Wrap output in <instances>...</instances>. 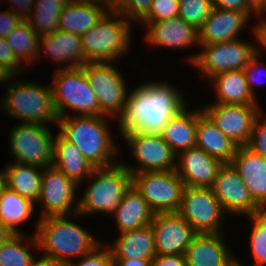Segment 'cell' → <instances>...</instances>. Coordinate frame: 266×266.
<instances>
[{"label":"cell","mask_w":266,"mask_h":266,"mask_svg":"<svg viewBox=\"0 0 266 266\" xmlns=\"http://www.w3.org/2000/svg\"><path fill=\"white\" fill-rule=\"evenodd\" d=\"M34 207L31 200L21 197L6 186L0 195V222L14 233L21 234L16 226L33 215Z\"/></svg>","instance_id":"1f68e13d"},{"label":"cell","mask_w":266,"mask_h":266,"mask_svg":"<svg viewBox=\"0 0 266 266\" xmlns=\"http://www.w3.org/2000/svg\"><path fill=\"white\" fill-rule=\"evenodd\" d=\"M68 0H34L33 14L27 20L39 35L54 33L59 28L60 15ZM33 17V18H32Z\"/></svg>","instance_id":"d6a6232c"},{"label":"cell","mask_w":266,"mask_h":266,"mask_svg":"<svg viewBox=\"0 0 266 266\" xmlns=\"http://www.w3.org/2000/svg\"><path fill=\"white\" fill-rule=\"evenodd\" d=\"M95 181L90 182L73 211L75 215L96 212L116 213L125 191L132 184V175L119 162L107 167H95L90 174ZM96 176V178H95Z\"/></svg>","instance_id":"5b68a950"},{"label":"cell","mask_w":266,"mask_h":266,"mask_svg":"<svg viewBox=\"0 0 266 266\" xmlns=\"http://www.w3.org/2000/svg\"><path fill=\"white\" fill-rule=\"evenodd\" d=\"M253 222L251 249L256 263L254 266L266 264V211L250 216Z\"/></svg>","instance_id":"8d00e7d4"},{"label":"cell","mask_w":266,"mask_h":266,"mask_svg":"<svg viewBox=\"0 0 266 266\" xmlns=\"http://www.w3.org/2000/svg\"><path fill=\"white\" fill-rule=\"evenodd\" d=\"M186 110H188L187 107L175 115L160 133L177 156L196 145L198 111L187 112Z\"/></svg>","instance_id":"83f0119b"},{"label":"cell","mask_w":266,"mask_h":266,"mask_svg":"<svg viewBox=\"0 0 266 266\" xmlns=\"http://www.w3.org/2000/svg\"><path fill=\"white\" fill-rule=\"evenodd\" d=\"M12 77H13V76H6V75L0 70V84H1V82L4 83V81H5V83H6V81L11 80Z\"/></svg>","instance_id":"6f0895ef"},{"label":"cell","mask_w":266,"mask_h":266,"mask_svg":"<svg viewBox=\"0 0 266 266\" xmlns=\"http://www.w3.org/2000/svg\"><path fill=\"white\" fill-rule=\"evenodd\" d=\"M131 146L133 156L140 165L131 168L123 164L132 174L175 170L177 155L160 134L125 133L122 135Z\"/></svg>","instance_id":"4fadbf2b"},{"label":"cell","mask_w":266,"mask_h":266,"mask_svg":"<svg viewBox=\"0 0 266 266\" xmlns=\"http://www.w3.org/2000/svg\"><path fill=\"white\" fill-rule=\"evenodd\" d=\"M215 84L218 101L232 105H258L246 81L243 70L222 72L211 78Z\"/></svg>","instance_id":"f546056e"},{"label":"cell","mask_w":266,"mask_h":266,"mask_svg":"<svg viewBox=\"0 0 266 266\" xmlns=\"http://www.w3.org/2000/svg\"><path fill=\"white\" fill-rule=\"evenodd\" d=\"M176 171L185 186L211 188L223 163L197 146L178 156Z\"/></svg>","instance_id":"ac0fdd59"},{"label":"cell","mask_w":266,"mask_h":266,"mask_svg":"<svg viewBox=\"0 0 266 266\" xmlns=\"http://www.w3.org/2000/svg\"><path fill=\"white\" fill-rule=\"evenodd\" d=\"M2 99V109L23 123H58L52 87L30 83H13Z\"/></svg>","instance_id":"8992f818"},{"label":"cell","mask_w":266,"mask_h":266,"mask_svg":"<svg viewBox=\"0 0 266 266\" xmlns=\"http://www.w3.org/2000/svg\"><path fill=\"white\" fill-rule=\"evenodd\" d=\"M78 184L65 176L54 166L43 168L41 189L37 202H43L44 210L40 218L63 216L69 213L74 205L75 189Z\"/></svg>","instance_id":"e0dca14e"},{"label":"cell","mask_w":266,"mask_h":266,"mask_svg":"<svg viewBox=\"0 0 266 266\" xmlns=\"http://www.w3.org/2000/svg\"><path fill=\"white\" fill-rule=\"evenodd\" d=\"M15 235L16 233L0 222V246L9 241Z\"/></svg>","instance_id":"f907efd6"},{"label":"cell","mask_w":266,"mask_h":266,"mask_svg":"<svg viewBox=\"0 0 266 266\" xmlns=\"http://www.w3.org/2000/svg\"><path fill=\"white\" fill-rule=\"evenodd\" d=\"M21 22V18L11 11V9L0 12V37L5 38Z\"/></svg>","instance_id":"f6af8a7d"},{"label":"cell","mask_w":266,"mask_h":266,"mask_svg":"<svg viewBox=\"0 0 266 266\" xmlns=\"http://www.w3.org/2000/svg\"><path fill=\"white\" fill-rule=\"evenodd\" d=\"M213 8L212 0H179L178 17L199 31Z\"/></svg>","instance_id":"d590c367"},{"label":"cell","mask_w":266,"mask_h":266,"mask_svg":"<svg viewBox=\"0 0 266 266\" xmlns=\"http://www.w3.org/2000/svg\"><path fill=\"white\" fill-rule=\"evenodd\" d=\"M266 12V8L261 12L262 14H264ZM263 22H261L265 27H266V20H262Z\"/></svg>","instance_id":"91938a15"},{"label":"cell","mask_w":266,"mask_h":266,"mask_svg":"<svg viewBox=\"0 0 266 266\" xmlns=\"http://www.w3.org/2000/svg\"><path fill=\"white\" fill-rule=\"evenodd\" d=\"M120 233L150 225L154 213L133 184L125 191L114 214Z\"/></svg>","instance_id":"d4e9b609"},{"label":"cell","mask_w":266,"mask_h":266,"mask_svg":"<svg viewBox=\"0 0 266 266\" xmlns=\"http://www.w3.org/2000/svg\"><path fill=\"white\" fill-rule=\"evenodd\" d=\"M250 16V13L213 8L199 30V44L237 40Z\"/></svg>","instance_id":"44dd1931"},{"label":"cell","mask_w":266,"mask_h":266,"mask_svg":"<svg viewBox=\"0 0 266 266\" xmlns=\"http://www.w3.org/2000/svg\"><path fill=\"white\" fill-rule=\"evenodd\" d=\"M211 188L224 213L245 214L250 217L263 211L255 203L248 187L231 163H223Z\"/></svg>","instance_id":"5bb4252c"},{"label":"cell","mask_w":266,"mask_h":266,"mask_svg":"<svg viewBox=\"0 0 266 266\" xmlns=\"http://www.w3.org/2000/svg\"><path fill=\"white\" fill-rule=\"evenodd\" d=\"M199 45L203 48L202 52L192 55L190 60L210 79L222 72L243 70L256 53L253 44L240 39Z\"/></svg>","instance_id":"30bf717a"},{"label":"cell","mask_w":266,"mask_h":266,"mask_svg":"<svg viewBox=\"0 0 266 266\" xmlns=\"http://www.w3.org/2000/svg\"><path fill=\"white\" fill-rule=\"evenodd\" d=\"M153 0H124L116 9L127 20L141 21L149 12Z\"/></svg>","instance_id":"60d3db41"},{"label":"cell","mask_w":266,"mask_h":266,"mask_svg":"<svg viewBox=\"0 0 266 266\" xmlns=\"http://www.w3.org/2000/svg\"><path fill=\"white\" fill-rule=\"evenodd\" d=\"M257 105H232L214 103L202 110L238 147L247 146L255 118L259 114Z\"/></svg>","instance_id":"9a60e30c"},{"label":"cell","mask_w":266,"mask_h":266,"mask_svg":"<svg viewBox=\"0 0 266 266\" xmlns=\"http://www.w3.org/2000/svg\"><path fill=\"white\" fill-rule=\"evenodd\" d=\"M259 50H260V48H256V53L249 59L247 65L243 69L246 81L248 83V87H249L252 95L255 98H256V95L254 93L255 91H254V87L253 86H254V84H256L257 79H258V83L260 81L259 77H261L260 74H261V71H262V70H260L261 65L263 67H266L263 63L261 64L260 61H258ZM258 67H260V68H258Z\"/></svg>","instance_id":"7bdbcfd3"},{"label":"cell","mask_w":266,"mask_h":266,"mask_svg":"<svg viewBox=\"0 0 266 266\" xmlns=\"http://www.w3.org/2000/svg\"><path fill=\"white\" fill-rule=\"evenodd\" d=\"M186 266H227L234 257L221 233H197L188 246Z\"/></svg>","instance_id":"7402d4cb"},{"label":"cell","mask_w":266,"mask_h":266,"mask_svg":"<svg viewBox=\"0 0 266 266\" xmlns=\"http://www.w3.org/2000/svg\"><path fill=\"white\" fill-rule=\"evenodd\" d=\"M39 37L28 21H22L5 38L16 59L22 63L23 60L31 62L38 58Z\"/></svg>","instance_id":"836d02e7"},{"label":"cell","mask_w":266,"mask_h":266,"mask_svg":"<svg viewBox=\"0 0 266 266\" xmlns=\"http://www.w3.org/2000/svg\"><path fill=\"white\" fill-rule=\"evenodd\" d=\"M6 187V177H5V174H4V171L0 172V195L3 191V189Z\"/></svg>","instance_id":"11a10c76"},{"label":"cell","mask_w":266,"mask_h":266,"mask_svg":"<svg viewBox=\"0 0 266 266\" xmlns=\"http://www.w3.org/2000/svg\"><path fill=\"white\" fill-rule=\"evenodd\" d=\"M53 166L79 184L90 176L94 166L82 155L77 146L60 133L54 138Z\"/></svg>","instance_id":"484cf974"},{"label":"cell","mask_w":266,"mask_h":266,"mask_svg":"<svg viewBox=\"0 0 266 266\" xmlns=\"http://www.w3.org/2000/svg\"><path fill=\"white\" fill-rule=\"evenodd\" d=\"M113 258L144 259L152 261L157 255L151 225L120 234L113 246H108Z\"/></svg>","instance_id":"4316f807"},{"label":"cell","mask_w":266,"mask_h":266,"mask_svg":"<svg viewBox=\"0 0 266 266\" xmlns=\"http://www.w3.org/2000/svg\"><path fill=\"white\" fill-rule=\"evenodd\" d=\"M179 0H153L148 14L140 21L156 22L178 17Z\"/></svg>","instance_id":"74e56055"},{"label":"cell","mask_w":266,"mask_h":266,"mask_svg":"<svg viewBox=\"0 0 266 266\" xmlns=\"http://www.w3.org/2000/svg\"><path fill=\"white\" fill-rule=\"evenodd\" d=\"M66 215L38 219L36 233L27 243L45 252L64 266L70 258H83L100 245L83 227L68 221Z\"/></svg>","instance_id":"7a4b0ae2"},{"label":"cell","mask_w":266,"mask_h":266,"mask_svg":"<svg viewBox=\"0 0 266 266\" xmlns=\"http://www.w3.org/2000/svg\"><path fill=\"white\" fill-rule=\"evenodd\" d=\"M25 240L28 239L24 238L23 233L16 234L0 246V266H30L32 264L34 257L30 254L29 248L23 245Z\"/></svg>","instance_id":"e575fe53"},{"label":"cell","mask_w":266,"mask_h":266,"mask_svg":"<svg viewBox=\"0 0 266 266\" xmlns=\"http://www.w3.org/2000/svg\"><path fill=\"white\" fill-rule=\"evenodd\" d=\"M43 168L22 163H9L4 171L6 186L15 191L21 197L31 200L33 203L38 201L41 189Z\"/></svg>","instance_id":"4dcf8cb0"},{"label":"cell","mask_w":266,"mask_h":266,"mask_svg":"<svg viewBox=\"0 0 266 266\" xmlns=\"http://www.w3.org/2000/svg\"><path fill=\"white\" fill-rule=\"evenodd\" d=\"M10 135V150L15 162L41 168L53 166L54 137L46 125L22 123Z\"/></svg>","instance_id":"9c48e42d"},{"label":"cell","mask_w":266,"mask_h":266,"mask_svg":"<svg viewBox=\"0 0 266 266\" xmlns=\"http://www.w3.org/2000/svg\"><path fill=\"white\" fill-rule=\"evenodd\" d=\"M149 28L146 41L150 45L166 48H187L199 45V31L182 18L176 17L156 22H144Z\"/></svg>","instance_id":"ffe728a7"},{"label":"cell","mask_w":266,"mask_h":266,"mask_svg":"<svg viewBox=\"0 0 266 266\" xmlns=\"http://www.w3.org/2000/svg\"><path fill=\"white\" fill-rule=\"evenodd\" d=\"M231 164L248 187L255 203L266 211V158L242 146L237 148Z\"/></svg>","instance_id":"d6986e66"},{"label":"cell","mask_w":266,"mask_h":266,"mask_svg":"<svg viewBox=\"0 0 266 266\" xmlns=\"http://www.w3.org/2000/svg\"><path fill=\"white\" fill-rule=\"evenodd\" d=\"M181 92L162 82H147L130 92L119 116L121 134H160L167 123L187 104Z\"/></svg>","instance_id":"6da1fadb"},{"label":"cell","mask_w":266,"mask_h":266,"mask_svg":"<svg viewBox=\"0 0 266 266\" xmlns=\"http://www.w3.org/2000/svg\"><path fill=\"white\" fill-rule=\"evenodd\" d=\"M151 266H186L185 255H156Z\"/></svg>","instance_id":"bcb514c9"},{"label":"cell","mask_w":266,"mask_h":266,"mask_svg":"<svg viewBox=\"0 0 266 266\" xmlns=\"http://www.w3.org/2000/svg\"><path fill=\"white\" fill-rule=\"evenodd\" d=\"M227 266H242L238 260L233 259Z\"/></svg>","instance_id":"680465c9"},{"label":"cell","mask_w":266,"mask_h":266,"mask_svg":"<svg viewBox=\"0 0 266 266\" xmlns=\"http://www.w3.org/2000/svg\"><path fill=\"white\" fill-rule=\"evenodd\" d=\"M132 184L154 214L178 212L185 185L176 169L134 173Z\"/></svg>","instance_id":"ba28073f"},{"label":"cell","mask_w":266,"mask_h":266,"mask_svg":"<svg viewBox=\"0 0 266 266\" xmlns=\"http://www.w3.org/2000/svg\"><path fill=\"white\" fill-rule=\"evenodd\" d=\"M53 78V101L59 118L69 115L66 108L80 112L79 116H101L96 94L82 66L59 69Z\"/></svg>","instance_id":"52a82bcc"},{"label":"cell","mask_w":266,"mask_h":266,"mask_svg":"<svg viewBox=\"0 0 266 266\" xmlns=\"http://www.w3.org/2000/svg\"><path fill=\"white\" fill-rule=\"evenodd\" d=\"M103 5H105L109 10H116L124 0H103Z\"/></svg>","instance_id":"db71d44e"},{"label":"cell","mask_w":266,"mask_h":266,"mask_svg":"<svg viewBox=\"0 0 266 266\" xmlns=\"http://www.w3.org/2000/svg\"><path fill=\"white\" fill-rule=\"evenodd\" d=\"M102 244L96 247L91 253L84 256L82 260L75 263L70 260L65 266H115L113 255L108 246L100 249Z\"/></svg>","instance_id":"f35d334b"},{"label":"cell","mask_w":266,"mask_h":266,"mask_svg":"<svg viewBox=\"0 0 266 266\" xmlns=\"http://www.w3.org/2000/svg\"><path fill=\"white\" fill-rule=\"evenodd\" d=\"M47 51L54 62H72L64 69L81 67L85 64V55L82 47L81 36L56 30L54 33L39 37V45Z\"/></svg>","instance_id":"cb8c5ba5"},{"label":"cell","mask_w":266,"mask_h":266,"mask_svg":"<svg viewBox=\"0 0 266 266\" xmlns=\"http://www.w3.org/2000/svg\"><path fill=\"white\" fill-rule=\"evenodd\" d=\"M195 146L222 163H231L238 148L203 110L198 111Z\"/></svg>","instance_id":"603a6c76"},{"label":"cell","mask_w":266,"mask_h":266,"mask_svg":"<svg viewBox=\"0 0 266 266\" xmlns=\"http://www.w3.org/2000/svg\"><path fill=\"white\" fill-rule=\"evenodd\" d=\"M20 64L6 43V38L0 37V70L6 76H15L16 72L19 73L23 69Z\"/></svg>","instance_id":"b9f144b4"},{"label":"cell","mask_w":266,"mask_h":266,"mask_svg":"<svg viewBox=\"0 0 266 266\" xmlns=\"http://www.w3.org/2000/svg\"><path fill=\"white\" fill-rule=\"evenodd\" d=\"M150 225L157 255H185L197 234L178 212L154 214Z\"/></svg>","instance_id":"2e32d148"},{"label":"cell","mask_w":266,"mask_h":266,"mask_svg":"<svg viewBox=\"0 0 266 266\" xmlns=\"http://www.w3.org/2000/svg\"><path fill=\"white\" fill-rule=\"evenodd\" d=\"M261 113L257 115L252 127V134L247 145L254 153L266 158V115L264 119ZM260 117V118H259Z\"/></svg>","instance_id":"ab89813d"},{"label":"cell","mask_w":266,"mask_h":266,"mask_svg":"<svg viewBox=\"0 0 266 266\" xmlns=\"http://www.w3.org/2000/svg\"><path fill=\"white\" fill-rule=\"evenodd\" d=\"M253 29L256 40L266 47V27L260 22Z\"/></svg>","instance_id":"681fc988"},{"label":"cell","mask_w":266,"mask_h":266,"mask_svg":"<svg viewBox=\"0 0 266 266\" xmlns=\"http://www.w3.org/2000/svg\"><path fill=\"white\" fill-rule=\"evenodd\" d=\"M131 22L116 10H108L81 36L86 63H111L128 51Z\"/></svg>","instance_id":"277c9868"},{"label":"cell","mask_w":266,"mask_h":266,"mask_svg":"<svg viewBox=\"0 0 266 266\" xmlns=\"http://www.w3.org/2000/svg\"><path fill=\"white\" fill-rule=\"evenodd\" d=\"M86 78L96 94L101 116H120L128 96L126 83L119 70L111 63H86L82 65Z\"/></svg>","instance_id":"8fae6325"},{"label":"cell","mask_w":266,"mask_h":266,"mask_svg":"<svg viewBox=\"0 0 266 266\" xmlns=\"http://www.w3.org/2000/svg\"><path fill=\"white\" fill-rule=\"evenodd\" d=\"M178 213L196 233H220L224 211L212 188L185 186Z\"/></svg>","instance_id":"7c38bea8"},{"label":"cell","mask_w":266,"mask_h":266,"mask_svg":"<svg viewBox=\"0 0 266 266\" xmlns=\"http://www.w3.org/2000/svg\"><path fill=\"white\" fill-rule=\"evenodd\" d=\"M61 117L58 119L60 134L75 144L82 155L94 167H107L116 164L111 159L117 152L115 141L112 140L107 116Z\"/></svg>","instance_id":"3957f363"},{"label":"cell","mask_w":266,"mask_h":266,"mask_svg":"<svg viewBox=\"0 0 266 266\" xmlns=\"http://www.w3.org/2000/svg\"><path fill=\"white\" fill-rule=\"evenodd\" d=\"M248 5L257 13L261 15V12L266 8V0H247Z\"/></svg>","instance_id":"f5cc1de1"},{"label":"cell","mask_w":266,"mask_h":266,"mask_svg":"<svg viewBox=\"0 0 266 266\" xmlns=\"http://www.w3.org/2000/svg\"><path fill=\"white\" fill-rule=\"evenodd\" d=\"M213 7L222 10H233L243 13H256L247 0H212Z\"/></svg>","instance_id":"ee69618b"},{"label":"cell","mask_w":266,"mask_h":266,"mask_svg":"<svg viewBox=\"0 0 266 266\" xmlns=\"http://www.w3.org/2000/svg\"><path fill=\"white\" fill-rule=\"evenodd\" d=\"M109 10L96 3L68 2L59 18V30L82 36Z\"/></svg>","instance_id":"f1b7e54d"},{"label":"cell","mask_w":266,"mask_h":266,"mask_svg":"<svg viewBox=\"0 0 266 266\" xmlns=\"http://www.w3.org/2000/svg\"><path fill=\"white\" fill-rule=\"evenodd\" d=\"M115 266H151L152 261L144 259L113 258Z\"/></svg>","instance_id":"c3c4849f"},{"label":"cell","mask_w":266,"mask_h":266,"mask_svg":"<svg viewBox=\"0 0 266 266\" xmlns=\"http://www.w3.org/2000/svg\"><path fill=\"white\" fill-rule=\"evenodd\" d=\"M69 2H77V3H96L101 5L103 0H68Z\"/></svg>","instance_id":"9f6ffc18"},{"label":"cell","mask_w":266,"mask_h":266,"mask_svg":"<svg viewBox=\"0 0 266 266\" xmlns=\"http://www.w3.org/2000/svg\"><path fill=\"white\" fill-rule=\"evenodd\" d=\"M30 266H64V265L52 258L42 256V258H40L38 261L34 259Z\"/></svg>","instance_id":"816d5d0a"},{"label":"cell","mask_w":266,"mask_h":266,"mask_svg":"<svg viewBox=\"0 0 266 266\" xmlns=\"http://www.w3.org/2000/svg\"><path fill=\"white\" fill-rule=\"evenodd\" d=\"M12 2H13V4L16 5V7L12 6L11 11H13L16 15H18L22 21H27L32 14L31 9H33V8H31V7H34V0H12ZM17 9H19V10H17Z\"/></svg>","instance_id":"7dc6e473"}]
</instances>
